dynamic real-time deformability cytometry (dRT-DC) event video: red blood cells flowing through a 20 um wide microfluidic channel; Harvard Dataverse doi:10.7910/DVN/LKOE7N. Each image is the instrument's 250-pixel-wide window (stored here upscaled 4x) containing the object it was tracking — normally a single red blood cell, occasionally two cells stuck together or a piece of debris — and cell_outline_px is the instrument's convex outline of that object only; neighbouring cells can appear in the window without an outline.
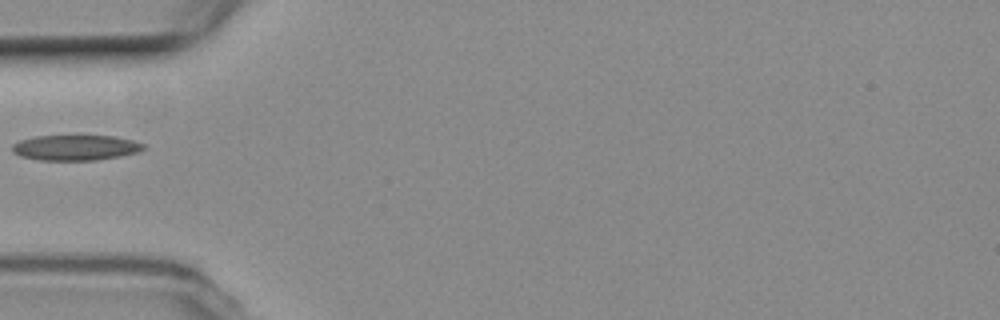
{"species": "common noctule bat (a hibernating species)", "species_latin": "Nyctalus noctula", "temperature_condition": "room temperature", "stored_images_in_passage": 1, "camera_frame_rate_fps": 3000, "um_per_image_px": 0.085, "animal": {"sex": "female", "body_mass_g": 19.3, "forearm_length_mm": 54.1}, "frame": {"image": 1, "passage_image": 1, "time_ms": 0.0, "image_size_px": [1000, 320], "cell_outline_px": [[144, 148], [136, 152], [120, 156], [96, 160], [40, 160], [20, 156], [12, 152], [12, 144], [20, 140], [36, 136], [76, 132], [112, 136], [132, 140], [144, 144]], "centroid_in_image_um": [6.37, 12.49], "position_along_channel_um": 78.6, "area_um2": 20.35}}